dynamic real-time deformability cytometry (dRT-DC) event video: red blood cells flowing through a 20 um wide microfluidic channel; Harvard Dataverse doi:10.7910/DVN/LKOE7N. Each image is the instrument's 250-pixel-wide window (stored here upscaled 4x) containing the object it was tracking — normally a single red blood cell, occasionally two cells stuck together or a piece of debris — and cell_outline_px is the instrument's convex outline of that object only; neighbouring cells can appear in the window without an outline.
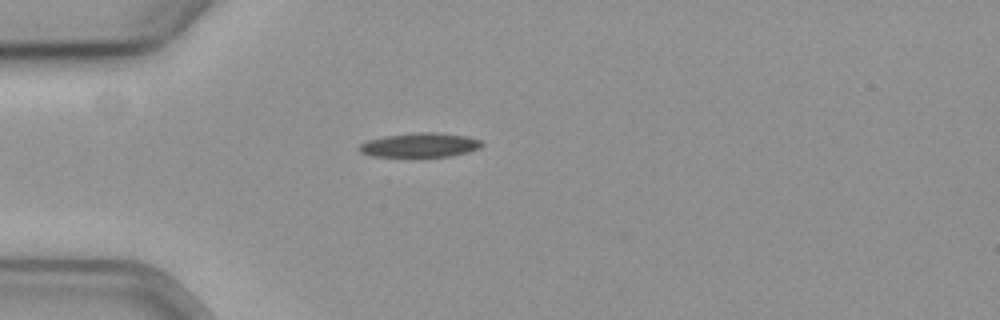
{"species": "common noctule bat (a hibernating species)", "species_latin": "Nyctalus noctula", "temperature_condition": "cold", "stored_images_in_passage": 9, "camera_frame_rate_fps": 3000, "um_per_image_px": 0.085, "animal": {"sex": "female", "body_mass_g": 19.3, "forearm_length_mm": 54.1}, "frame": {"image": 1, "passage_image": 1, "time_ms": 0.0, "image_size_px": [1000, 320], "cell_outline_px": [[484, 144], [480, 148], [468, 152], [448, 156], [372, 156], [360, 152], [360, 144], [368, 140], [384, 136], [420, 132], [436, 132], [464, 136], [480, 140]], "centroid_in_image_um": [35.71, 12.32], "position_along_channel_um": 49.3, "area_um2": 17.05}}
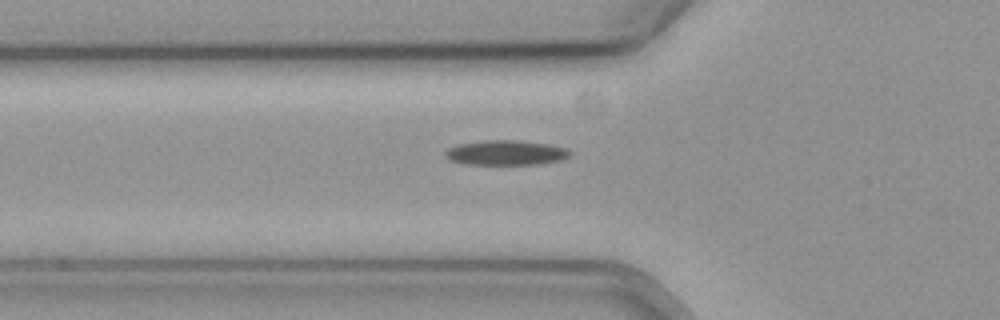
{"frame": {"image": 2, "passage_image": 5, "time_ms": 1.333, "image_size_px": [1000, 320], "cell_outline_px": [[572, 152], [568, 156], [560, 160], [536, 164], [464, 164], [448, 160], [444, 156], [444, 152], [448, 148], [460, 144], [484, 140], [520, 140], [548, 144], [564, 148]], "centroid_in_image_um": [42.94, 12.98], "position_along_channel_um": 82.9, "area_um2": 17.98}}
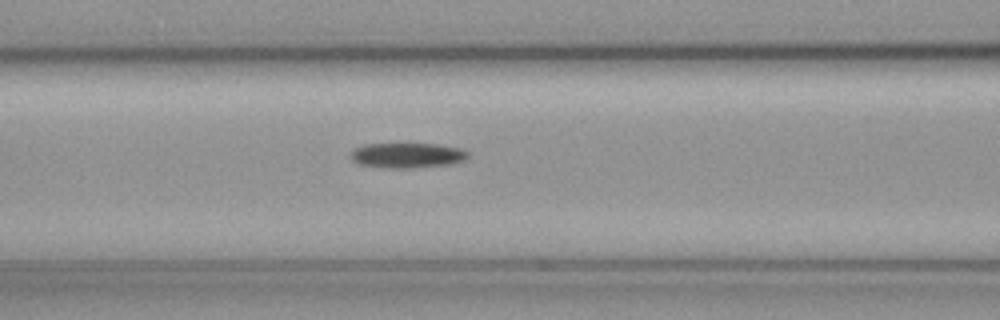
{"frame": {"image": 3, "passage_image": 9, "time_ms": 2.667, "image_size_px": [1000, 320], "cell_outline_px": [[468, 156], [464, 160], [448, 164], [408, 168], [388, 168], [360, 164], [352, 160], [352, 152], [356, 148], [364, 144], [436, 144], [460, 148], [468, 152]], "centroid_in_image_um": [34.62, 13.2], "position_along_channel_um": 132.0, "area_um2": 16.82}}